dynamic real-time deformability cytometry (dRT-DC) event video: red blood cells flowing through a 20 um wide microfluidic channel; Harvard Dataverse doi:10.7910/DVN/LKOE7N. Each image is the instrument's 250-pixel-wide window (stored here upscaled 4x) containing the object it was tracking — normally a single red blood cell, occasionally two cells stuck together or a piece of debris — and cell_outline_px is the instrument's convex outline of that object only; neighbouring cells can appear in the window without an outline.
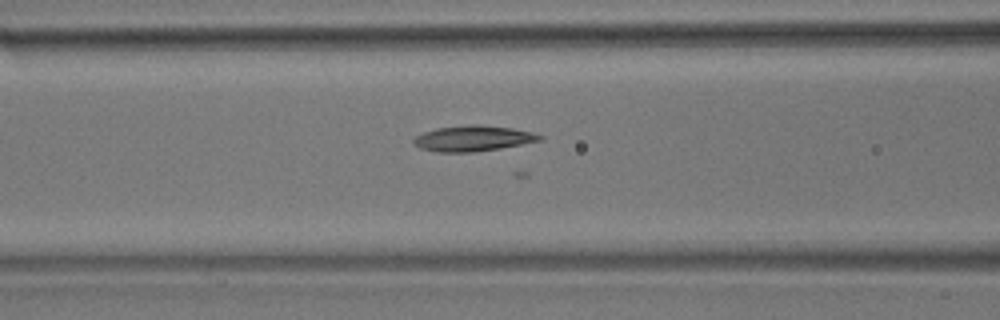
{"species": "common noctule bat (a hibernating species)", "species_latin": "Nyctalus noctula", "temperature_condition": "room temperature", "stored_images_in_passage": 35, "camera_frame_rate_fps": 3000, "um_per_image_px": 0.085, "animal": {"sex": "male", "body_mass_g": 17.9}, "frame": {"image": 1, "passage_image": 17, "time_ms": 5.333, "image_size_px": [1000, 320], "cell_outline_px": [[544, 140], [500, 148], [476, 152], [436, 152], [420, 148], [412, 144], [412, 140], [416, 136], [424, 132], [436, 128], [468, 124], [480, 124], [512, 128], [532, 132], [544, 136]], "centroid_in_image_um": [40.21, 11.76], "position_along_channel_um": 126.4, "area_um2": 19.07}}